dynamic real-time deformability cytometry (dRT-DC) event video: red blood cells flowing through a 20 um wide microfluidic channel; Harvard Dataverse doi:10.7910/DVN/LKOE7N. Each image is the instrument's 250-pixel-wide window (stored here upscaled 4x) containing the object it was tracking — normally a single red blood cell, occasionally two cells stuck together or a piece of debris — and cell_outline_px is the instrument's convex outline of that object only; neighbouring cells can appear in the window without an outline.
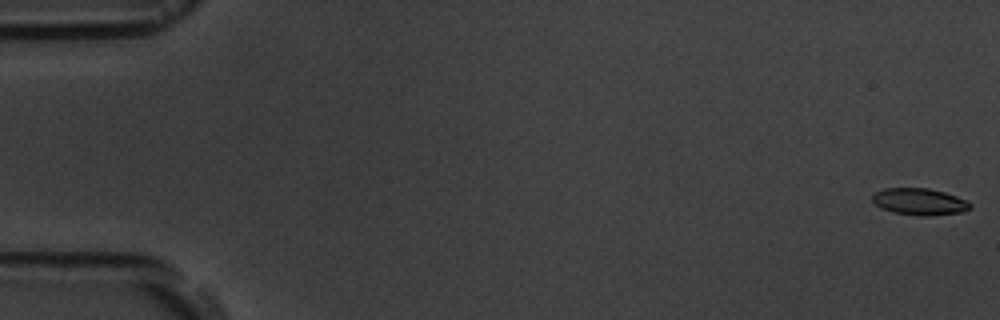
{"species": "common noctule bat (a hibernating species)", "species_latin": "Nyctalus noctula", "temperature_condition": "room temperature", "stored_images_in_passage": 6, "segment_of_instrument_passage": [1, 2], "camera_frame_rate_fps": 3000, "um_per_image_px": 0.085, "animal": {"sex": "male", "body_mass_g": 19.5, "forearm_length_mm": 54.6}, "frame": {"image": 1, "passage_image": 1, "time_ms": 0.0, "image_size_px": [1000, 320], "cell_outline_px": [[972, 208], [964, 212], [928, 216], [920, 216], [892, 212], [880, 208], [872, 200], [872, 196], [876, 192], [884, 188], [928, 188], [944, 192], [956, 196], [972, 204]], "centroid_in_image_um": [78.16, 17.15], "position_along_channel_um": 6.8, "area_um2": 15.32}}
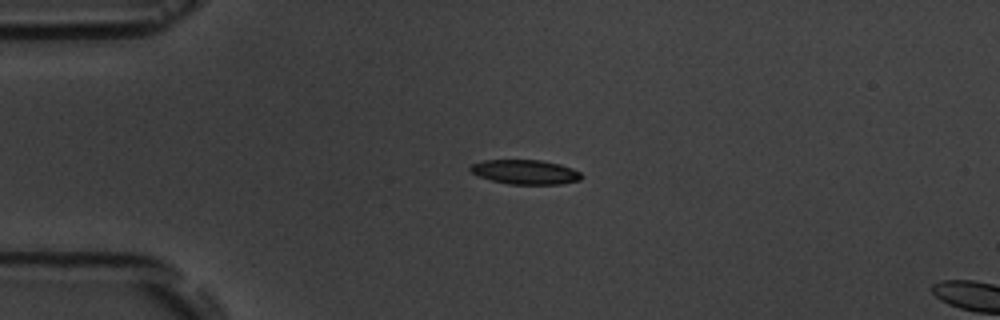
{"frame": {"image": 2, "passage_image": 4, "time_ms": 4.333, "image_size_px": [1000, 320], "cell_outline_px": [[584, 176], [580, 180], [560, 184], [508, 184], [492, 180], [480, 176], [472, 172], [468, 168], [472, 164], [484, 160], [540, 160], [560, 164], [572, 168], [580, 172]], "centroid_in_image_um": [44.68, 14.62], "position_along_channel_um": 40.3, "area_um2": 15.78}}